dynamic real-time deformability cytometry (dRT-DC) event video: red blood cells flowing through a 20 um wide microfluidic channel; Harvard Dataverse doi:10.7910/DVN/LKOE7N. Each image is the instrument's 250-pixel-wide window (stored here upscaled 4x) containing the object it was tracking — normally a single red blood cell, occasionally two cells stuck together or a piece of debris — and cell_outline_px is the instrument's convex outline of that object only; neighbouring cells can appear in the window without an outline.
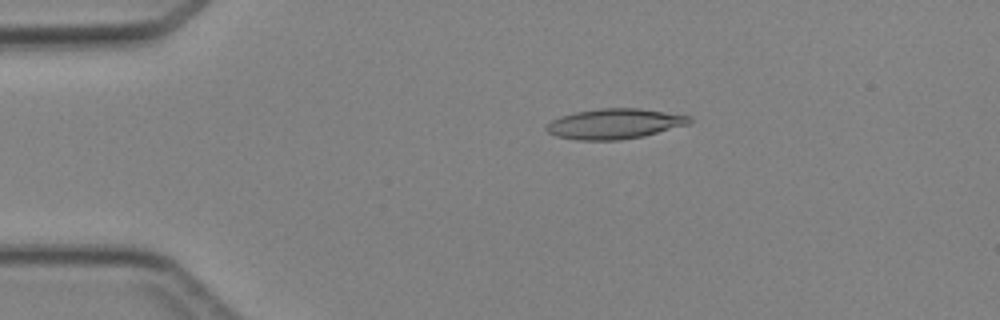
{"species": "Egyptian fruit bat (a non-hibernating species)", "species_latin": "Rousettus aegyptiacus", "temperature_condition": "cold", "stored_images_in_passage": 4, "camera_frame_rate_fps": 3000, "um_per_image_px": 0.085, "animal": {"sex": "female"}, "frame": {"image": 1, "passage_image": 3, "time_ms": 2.333, "image_size_px": [1000, 320], "cell_outline_px": [[692, 120], [688, 124], [644, 136], [620, 140], [576, 140], [556, 136], [548, 132], [544, 128], [552, 120], [560, 116], [576, 112], [600, 108], [640, 108], [688, 116]], "centroid_in_image_um": [52.2, 10.53], "position_along_channel_um": 32.8, "area_um2": 25.03}}